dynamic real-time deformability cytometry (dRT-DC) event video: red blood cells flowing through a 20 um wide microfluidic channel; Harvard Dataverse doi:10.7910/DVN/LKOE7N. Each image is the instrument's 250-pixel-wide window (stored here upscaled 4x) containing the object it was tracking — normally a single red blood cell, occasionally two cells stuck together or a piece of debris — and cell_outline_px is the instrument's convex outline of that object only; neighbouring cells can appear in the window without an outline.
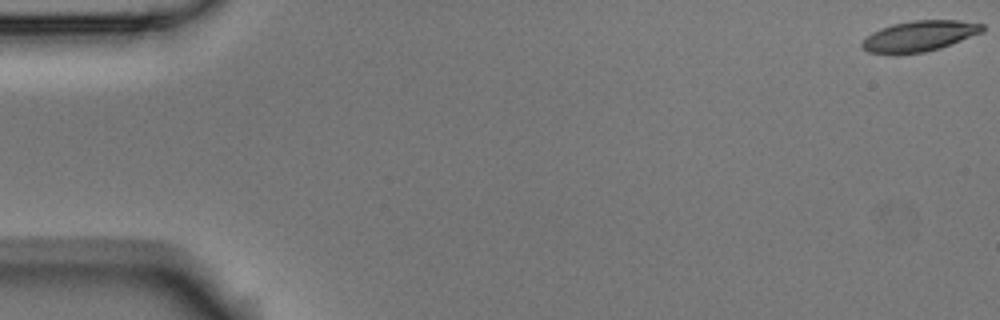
{"species": "Egyptian fruit bat (a non-hibernating species)", "species_latin": "Rousettus aegyptiacus", "temperature_condition": "room temperature", "stored_images_in_passage": 5, "camera_frame_rate_fps": 3000, "um_per_image_px": 0.085, "animal": {"sex": "male"}, "frame": {"image": 1, "passage_image": 1, "time_ms": 0.0, "image_size_px": [1000, 320], "cell_outline_px": [[984, 32], [940, 48], [924, 52], [892, 56], [868, 52], [860, 44], [872, 32], [880, 28], [892, 24], [916, 20], [956, 20], [984, 24]], "centroid_in_image_um": [78.13, 3.09], "position_along_channel_um": 6.9, "area_um2": 21.79}}
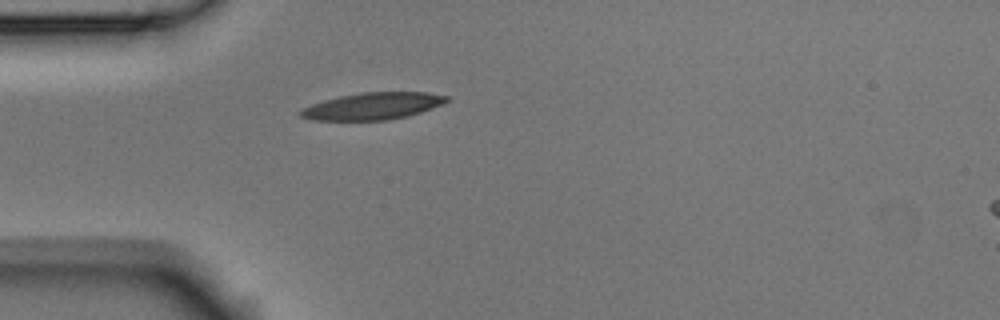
{"frame": {"image": 2, "passage_image": 5, "time_ms": 1.333, "image_size_px": [1000, 320], "cell_outline_px": [[448, 100], [444, 104], [408, 116], [388, 120], [312, 120], [300, 116], [296, 112], [300, 108], [324, 100], [340, 96], [360, 92], [428, 92], [448, 96]], "centroid_in_image_um": [31.66, 9.02], "position_along_channel_um": 53.3, "area_um2": 23.12}}